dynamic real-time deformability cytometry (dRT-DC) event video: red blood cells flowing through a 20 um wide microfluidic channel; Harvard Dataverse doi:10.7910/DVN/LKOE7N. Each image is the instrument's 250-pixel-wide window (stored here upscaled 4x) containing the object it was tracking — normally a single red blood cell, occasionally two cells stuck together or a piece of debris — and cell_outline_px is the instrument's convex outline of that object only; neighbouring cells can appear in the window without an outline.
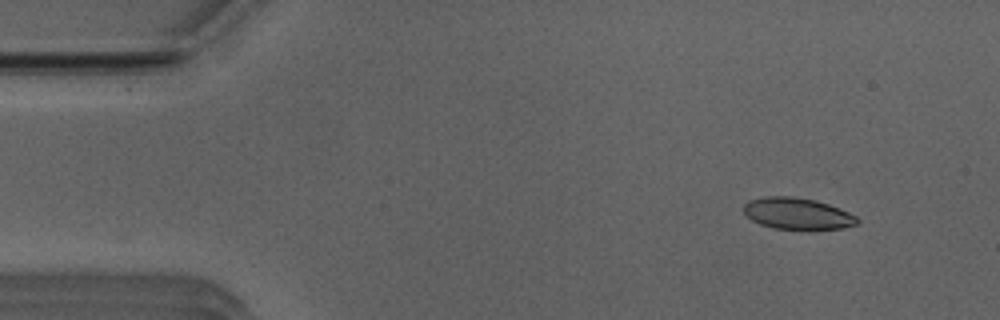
{"species": "Egyptian fruit bat (a non-hibernating species)", "species_latin": "Rousettus aegyptiacus", "temperature_condition": "room temperature", "stored_images_in_passage": 48, "segment_of_instrument_passage": [1, 2], "camera_frame_rate_fps": 3000, "um_per_image_px": 0.085, "animal": {"sex": "male"}, "frame": {"image": 1, "passage_image": 1, "time_ms": 0.0, "image_size_px": [1000, 320], "cell_outline_px": [[860, 220], [856, 224], [844, 228], [808, 232], [776, 228], [760, 224], [752, 220], [744, 212], [744, 204], [748, 200], [764, 196], [792, 196], [816, 200], [828, 204], [848, 212], [856, 216]], "centroid_in_image_um": [67.8, 18.19], "position_along_channel_um": 17.2, "area_um2": 21.5}}
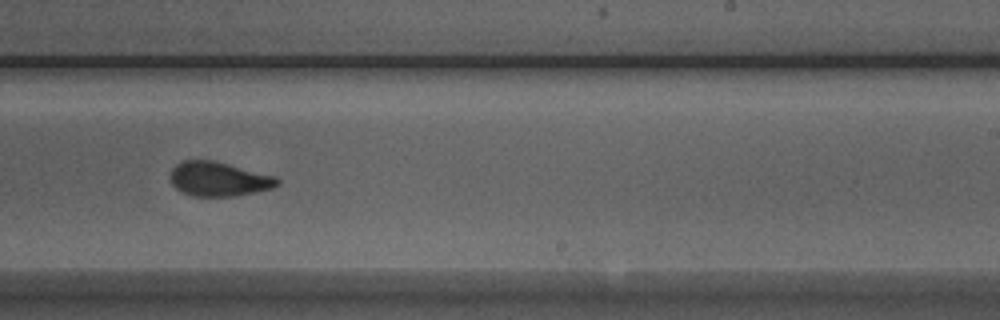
{"frame": {"image": 2, "passage_image": 27, "time_ms": 8.667, "image_size_px": [1000, 320], "cell_outline_px": [[280, 184], [272, 188], [256, 192], [236, 196], [192, 196], [176, 188], [172, 184], [172, 168], [180, 160], [216, 160], [276, 176], [280, 180]], "centroid_in_image_um": [18.63, 15.2], "position_along_channel_um": 270.4, "area_um2": 21.56}}
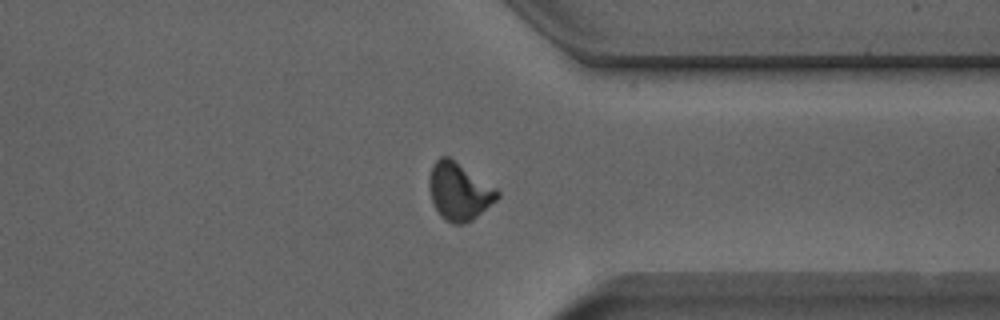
{"frame": {"image": 3, "passage_image": 35, "time_ms": 11.333, "image_size_px": [1000, 320], "cell_outline_px": [[500, 196], [496, 200], [472, 220], [464, 224], [452, 224], [444, 220], [440, 216], [432, 200], [428, 184], [428, 180], [432, 164], [440, 156], [448, 156], [496, 188], [500, 192]], "centroid_in_image_um": [39.0, 16.28], "position_along_channel_um": 372.4, "area_um2": 22.72}}